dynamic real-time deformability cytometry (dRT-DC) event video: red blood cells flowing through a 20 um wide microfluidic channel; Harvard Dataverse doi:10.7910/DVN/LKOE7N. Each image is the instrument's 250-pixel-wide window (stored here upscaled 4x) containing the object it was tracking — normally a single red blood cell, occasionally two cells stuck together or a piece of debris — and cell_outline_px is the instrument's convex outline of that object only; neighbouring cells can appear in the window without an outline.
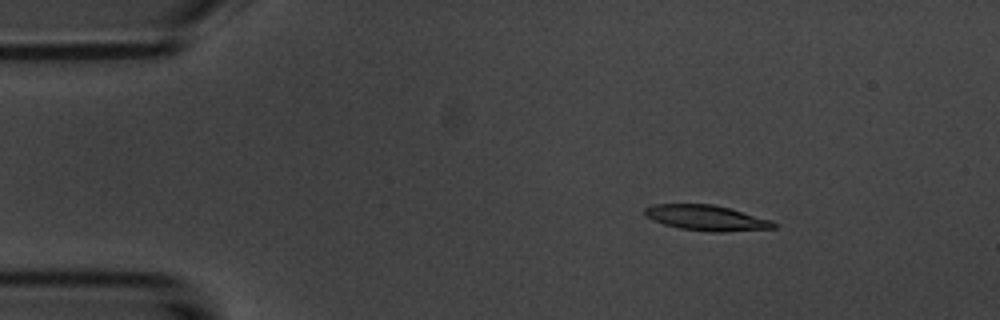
{"species": "common noctule bat (a hibernating species)", "species_latin": "Nyctalus noctula", "temperature_condition": "room temperature", "stored_images_in_passage": 6, "camera_frame_rate_fps": 3000, "um_per_image_px": 0.085, "animal": {"sex": "male", "body_mass_g": 20.1, "forearm_length_mm": 53.5}, "frame": {"image": 1, "passage_image": 3, "time_ms": 2.333, "image_size_px": [1000, 320], "cell_outline_px": [[776, 228], [724, 232], [712, 232], [680, 228], [664, 224], [652, 220], [644, 216], [644, 208], [652, 204], [712, 204], [728, 208], [772, 220], [776, 224]], "centroid_in_image_um": [60.02, 18.52], "position_along_channel_um": 25.0, "area_um2": 19.07}}